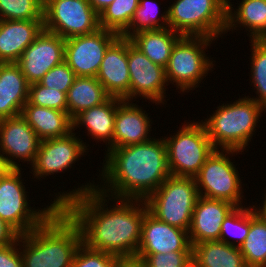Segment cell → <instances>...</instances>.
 Segmentation results:
<instances>
[{"label": "cell", "mask_w": 266, "mask_h": 267, "mask_svg": "<svg viewBox=\"0 0 266 267\" xmlns=\"http://www.w3.org/2000/svg\"><path fill=\"white\" fill-rule=\"evenodd\" d=\"M185 123L173 136L163 138L171 176L194 178L215 147L201 121Z\"/></svg>", "instance_id": "ba28073f"}, {"label": "cell", "mask_w": 266, "mask_h": 267, "mask_svg": "<svg viewBox=\"0 0 266 267\" xmlns=\"http://www.w3.org/2000/svg\"><path fill=\"white\" fill-rule=\"evenodd\" d=\"M44 30L64 39L88 35L99 27V15L88 0H48L43 9Z\"/></svg>", "instance_id": "8fae6325"}, {"label": "cell", "mask_w": 266, "mask_h": 267, "mask_svg": "<svg viewBox=\"0 0 266 267\" xmlns=\"http://www.w3.org/2000/svg\"><path fill=\"white\" fill-rule=\"evenodd\" d=\"M156 0H140L138 8L132 18L129 29L122 35L130 38L141 31L157 30L168 28V8L161 13ZM161 15V16H160Z\"/></svg>", "instance_id": "f546056e"}, {"label": "cell", "mask_w": 266, "mask_h": 267, "mask_svg": "<svg viewBox=\"0 0 266 267\" xmlns=\"http://www.w3.org/2000/svg\"><path fill=\"white\" fill-rule=\"evenodd\" d=\"M134 101L123 100L115 115L112 149L126 147L151 140V116Z\"/></svg>", "instance_id": "ffe728a7"}, {"label": "cell", "mask_w": 266, "mask_h": 267, "mask_svg": "<svg viewBox=\"0 0 266 267\" xmlns=\"http://www.w3.org/2000/svg\"><path fill=\"white\" fill-rule=\"evenodd\" d=\"M226 24L227 0H175L168 6L169 28L182 36L217 39Z\"/></svg>", "instance_id": "5b68a950"}, {"label": "cell", "mask_w": 266, "mask_h": 267, "mask_svg": "<svg viewBox=\"0 0 266 267\" xmlns=\"http://www.w3.org/2000/svg\"><path fill=\"white\" fill-rule=\"evenodd\" d=\"M215 40L204 36H182L176 42L165 67V74L167 82L180 90L179 94L198 88L208 72L215 69L213 67L216 61L210 60L205 53L212 43H216L213 42Z\"/></svg>", "instance_id": "8992f818"}, {"label": "cell", "mask_w": 266, "mask_h": 267, "mask_svg": "<svg viewBox=\"0 0 266 267\" xmlns=\"http://www.w3.org/2000/svg\"><path fill=\"white\" fill-rule=\"evenodd\" d=\"M128 67L130 73L129 101L140 97L155 103L164 105L166 99L165 68L153 63L128 38Z\"/></svg>", "instance_id": "5bb4252c"}, {"label": "cell", "mask_w": 266, "mask_h": 267, "mask_svg": "<svg viewBox=\"0 0 266 267\" xmlns=\"http://www.w3.org/2000/svg\"><path fill=\"white\" fill-rule=\"evenodd\" d=\"M106 152L96 189L110 197L146 200L171 176L163 137Z\"/></svg>", "instance_id": "7a4b0ae2"}, {"label": "cell", "mask_w": 266, "mask_h": 267, "mask_svg": "<svg viewBox=\"0 0 266 267\" xmlns=\"http://www.w3.org/2000/svg\"><path fill=\"white\" fill-rule=\"evenodd\" d=\"M0 267H23L20 235L15 242L0 247Z\"/></svg>", "instance_id": "f35d334b"}, {"label": "cell", "mask_w": 266, "mask_h": 267, "mask_svg": "<svg viewBox=\"0 0 266 267\" xmlns=\"http://www.w3.org/2000/svg\"><path fill=\"white\" fill-rule=\"evenodd\" d=\"M175 251H192L188 231L158 220L147 210L136 254H166Z\"/></svg>", "instance_id": "e0dca14e"}, {"label": "cell", "mask_w": 266, "mask_h": 267, "mask_svg": "<svg viewBox=\"0 0 266 267\" xmlns=\"http://www.w3.org/2000/svg\"><path fill=\"white\" fill-rule=\"evenodd\" d=\"M230 1L227 0L225 35L240 26L239 28L243 27L249 32L247 35L250 41L266 40V0H242L235 9Z\"/></svg>", "instance_id": "cb8c5ba5"}, {"label": "cell", "mask_w": 266, "mask_h": 267, "mask_svg": "<svg viewBox=\"0 0 266 267\" xmlns=\"http://www.w3.org/2000/svg\"><path fill=\"white\" fill-rule=\"evenodd\" d=\"M192 267H247L239 247L222 241L192 245Z\"/></svg>", "instance_id": "484cf974"}, {"label": "cell", "mask_w": 266, "mask_h": 267, "mask_svg": "<svg viewBox=\"0 0 266 267\" xmlns=\"http://www.w3.org/2000/svg\"><path fill=\"white\" fill-rule=\"evenodd\" d=\"M236 150L215 149L194 177L198 194L208 199L225 200L236 207L243 206L242 182L230 157ZM231 154V155H230ZM230 156V157H229ZM243 198V199H242Z\"/></svg>", "instance_id": "30bf717a"}, {"label": "cell", "mask_w": 266, "mask_h": 267, "mask_svg": "<svg viewBox=\"0 0 266 267\" xmlns=\"http://www.w3.org/2000/svg\"><path fill=\"white\" fill-rule=\"evenodd\" d=\"M182 37L172 29L141 31L129 39L153 63L166 67L176 42Z\"/></svg>", "instance_id": "4316f807"}, {"label": "cell", "mask_w": 266, "mask_h": 267, "mask_svg": "<svg viewBox=\"0 0 266 267\" xmlns=\"http://www.w3.org/2000/svg\"><path fill=\"white\" fill-rule=\"evenodd\" d=\"M41 139L21 116L0 120V165L2 168H21L15 160L32 165ZM29 162V163H28Z\"/></svg>", "instance_id": "4fadbf2b"}, {"label": "cell", "mask_w": 266, "mask_h": 267, "mask_svg": "<svg viewBox=\"0 0 266 267\" xmlns=\"http://www.w3.org/2000/svg\"><path fill=\"white\" fill-rule=\"evenodd\" d=\"M117 256L87 248L83 243L77 249L72 267H115Z\"/></svg>", "instance_id": "74e56055"}, {"label": "cell", "mask_w": 266, "mask_h": 267, "mask_svg": "<svg viewBox=\"0 0 266 267\" xmlns=\"http://www.w3.org/2000/svg\"><path fill=\"white\" fill-rule=\"evenodd\" d=\"M109 97L96 77H76L67 93V112L73 120L80 112L102 104Z\"/></svg>", "instance_id": "83f0119b"}, {"label": "cell", "mask_w": 266, "mask_h": 267, "mask_svg": "<svg viewBox=\"0 0 266 267\" xmlns=\"http://www.w3.org/2000/svg\"><path fill=\"white\" fill-rule=\"evenodd\" d=\"M266 189V188H265ZM266 191V190H265ZM264 200L261 201L263 205H259V207L252 205L256 215H258L263 221L266 222V193L264 194Z\"/></svg>", "instance_id": "7bdbcfd3"}, {"label": "cell", "mask_w": 266, "mask_h": 267, "mask_svg": "<svg viewBox=\"0 0 266 267\" xmlns=\"http://www.w3.org/2000/svg\"><path fill=\"white\" fill-rule=\"evenodd\" d=\"M136 255L144 260L146 267H192V251Z\"/></svg>", "instance_id": "8d00e7d4"}, {"label": "cell", "mask_w": 266, "mask_h": 267, "mask_svg": "<svg viewBox=\"0 0 266 267\" xmlns=\"http://www.w3.org/2000/svg\"><path fill=\"white\" fill-rule=\"evenodd\" d=\"M76 78L74 71L63 61L50 69L40 80V84L53 90H58L67 95Z\"/></svg>", "instance_id": "d590c367"}, {"label": "cell", "mask_w": 266, "mask_h": 267, "mask_svg": "<svg viewBox=\"0 0 266 267\" xmlns=\"http://www.w3.org/2000/svg\"><path fill=\"white\" fill-rule=\"evenodd\" d=\"M140 0H114L99 14V27L122 36L130 27Z\"/></svg>", "instance_id": "4dcf8cb0"}, {"label": "cell", "mask_w": 266, "mask_h": 267, "mask_svg": "<svg viewBox=\"0 0 266 267\" xmlns=\"http://www.w3.org/2000/svg\"><path fill=\"white\" fill-rule=\"evenodd\" d=\"M65 56V39L42 30L23 51L16 62L29 84L40 82L53 67L62 63Z\"/></svg>", "instance_id": "2e32d148"}, {"label": "cell", "mask_w": 266, "mask_h": 267, "mask_svg": "<svg viewBox=\"0 0 266 267\" xmlns=\"http://www.w3.org/2000/svg\"><path fill=\"white\" fill-rule=\"evenodd\" d=\"M42 0H0V20H43Z\"/></svg>", "instance_id": "836d02e7"}, {"label": "cell", "mask_w": 266, "mask_h": 267, "mask_svg": "<svg viewBox=\"0 0 266 267\" xmlns=\"http://www.w3.org/2000/svg\"><path fill=\"white\" fill-rule=\"evenodd\" d=\"M235 208L231 202L199 196L188 231L191 245L218 241L224 219Z\"/></svg>", "instance_id": "d6986e66"}, {"label": "cell", "mask_w": 266, "mask_h": 267, "mask_svg": "<svg viewBox=\"0 0 266 267\" xmlns=\"http://www.w3.org/2000/svg\"><path fill=\"white\" fill-rule=\"evenodd\" d=\"M94 183L89 180L69 192L60 191L52 202L77 223L87 248L117 257L136 255L148 210L145 200L110 198Z\"/></svg>", "instance_id": "6da1fadb"}, {"label": "cell", "mask_w": 266, "mask_h": 267, "mask_svg": "<svg viewBox=\"0 0 266 267\" xmlns=\"http://www.w3.org/2000/svg\"><path fill=\"white\" fill-rule=\"evenodd\" d=\"M251 83L256 89V97L251 99L258 102L266 109V40H251Z\"/></svg>", "instance_id": "1f68e13d"}, {"label": "cell", "mask_w": 266, "mask_h": 267, "mask_svg": "<svg viewBox=\"0 0 266 267\" xmlns=\"http://www.w3.org/2000/svg\"><path fill=\"white\" fill-rule=\"evenodd\" d=\"M115 267H146L142 258L137 255L117 257Z\"/></svg>", "instance_id": "60d3db41"}, {"label": "cell", "mask_w": 266, "mask_h": 267, "mask_svg": "<svg viewBox=\"0 0 266 267\" xmlns=\"http://www.w3.org/2000/svg\"><path fill=\"white\" fill-rule=\"evenodd\" d=\"M247 267H266V222L249 206V231L239 246Z\"/></svg>", "instance_id": "f1b7e54d"}, {"label": "cell", "mask_w": 266, "mask_h": 267, "mask_svg": "<svg viewBox=\"0 0 266 267\" xmlns=\"http://www.w3.org/2000/svg\"><path fill=\"white\" fill-rule=\"evenodd\" d=\"M248 231L249 207H245V205L236 207L224 219L221 225L219 241L239 247L245 241Z\"/></svg>", "instance_id": "d6a6232c"}, {"label": "cell", "mask_w": 266, "mask_h": 267, "mask_svg": "<svg viewBox=\"0 0 266 267\" xmlns=\"http://www.w3.org/2000/svg\"><path fill=\"white\" fill-rule=\"evenodd\" d=\"M119 36L99 28L92 34L65 39L64 61L76 77H96L106 50Z\"/></svg>", "instance_id": "7c38bea8"}, {"label": "cell", "mask_w": 266, "mask_h": 267, "mask_svg": "<svg viewBox=\"0 0 266 267\" xmlns=\"http://www.w3.org/2000/svg\"><path fill=\"white\" fill-rule=\"evenodd\" d=\"M96 78L110 97L129 101L128 38L119 36L108 47Z\"/></svg>", "instance_id": "ac0fdd59"}, {"label": "cell", "mask_w": 266, "mask_h": 267, "mask_svg": "<svg viewBox=\"0 0 266 267\" xmlns=\"http://www.w3.org/2000/svg\"><path fill=\"white\" fill-rule=\"evenodd\" d=\"M122 101L123 99L117 97H109L102 104L80 112L72 120L73 131L85 126L87 136L90 135L94 141H103L107 151L112 149L116 110Z\"/></svg>", "instance_id": "603a6c76"}, {"label": "cell", "mask_w": 266, "mask_h": 267, "mask_svg": "<svg viewBox=\"0 0 266 267\" xmlns=\"http://www.w3.org/2000/svg\"><path fill=\"white\" fill-rule=\"evenodd\" d=\"M28 101L39 107L67 112V95L58 90L49 89L39 82L29 85Z\"/></svg>", "instance_id": "e575fe53"}, {"label": "cell", "mask_w": 266, "mask_h": 267, "mask_svg": "<svg viewBox=\"0 0 266 267\" xmlns=\"http://www.w3.org/2000/svg\"><path fill=\"white\" fill-rule=\"evenodd\" d=\"M263 112L266 109L248 95L233 103H222L201 122L215 149L236 150L242 154L251 142Z\"/></svg>", "instance_id": "277c9868"}, {"label": "cell", "mask_w": 266, "mask_h": 267, "mask_svg": "<svg viewBox=\"0 0 266 267\" xmlns=\"http://www.w3.org/2000/svg\"><path fill=\"white\" fill-rule=\"evenodd\" d=\"M89 144L83 142L81 137L72 131L66 136L41 140L34 163L30 166L36 179L56 173H65L72 164L88 153ZM87 152V153H86Z\"/></svg>", "instance_id": "9a60e30c"}, {"label": "cell", "mask_w": 266, "mask_h": 267, "mask_svg": "<svg viewBox=\"0 0 266 267\" xmlns=\"http://www.w3.org/2000/svg\"><path fill=\"white\" fill-rule=\"evenodd\" d=\"M81 244L79 226L58 207L40 226L20 235L23 267H72Z\"/></svg>", "instance_id": "3957f363"}, {"label": "cell", "mask_w": 266, "mask_h": 267, "mask_svg": "<svg viewBox=\"0 0 266 267\" xmlns=\"http://www.w3.org/2000/svg\"><path fill=\"white\" fill-rule=\"evenodd\" d=\"M29 85L16 63H0V120L21 115Z\"/></svg>", "instance_id": "7402d4cb"}, {"label": "cell", "mask_w": 266, "mask_h": 267, "mask_svg": "<svg viewBox=\"0 0 266 267\" xmlns=\"http://www.w3.org/2000/svg\"><path fill=\"white\" fill-rule=\"evenodd\" d=\"M19 234L0 218V247L15 242Z\"/></svg>", "instance_id": "ab89813d"}, {"label": "cell", "mask_w": 266, "mask_h": 267, "mask_svg": "<svg viewBox=\"0 0 266 267\" xmlns=\"http://www.w3.org/2000/svg\"><path fill=\"white\" fill-rule=\"evenodd\" d=\"M43 29V20H0V63H16Z\"/></svg>", "instance_id": "44dd1931"}, {"label": "cell", "mask_w": 266, "mask_h": 267, "mask_svg": "<svg viewBox=\"0 0 266 267\" xmlns=\"http://www.w3.org/2000/svg\"><path fill=\"white\" fill-rule=\"evenodd\" d=\"M21 116L41 140L63 137L73 131V121L68 112L39 107L28 101Z\"/></svg>", "instance_id": "d4e9b609"}, {"label": "cell", "mask_w": 266, "mask_h": 267, "mask_svg": "<svg viewBox=\"0 0 266 267\" xmlns=\"http://www.w3.org/2000/svg\"><path fill=\"white\" fill-rule=\"evenodd\" d=\"M22 168L0 170V218L19 235L40 226L58 207L52 202L41 210L30 206Z\"/></svg>", "instance_id": "52a82bcc"}, {"label": "cell", "mask_w": 266, "mask_h": 267, "mask_svg": "<svg viewBox=\"0 0 266 267\" xmlns=\"http://www.w3.org/2000/svg\"><path fill=\"white\" fill-rule=\"evenodd\" d=\"M114 0H88L92 8L99 15L105 8H107Z\"/></svg>", "instance_id": "b9f144b4"}, {"label": "cell", "mask_w": 266, "mask_h": 267, "mask_svg": "<svg viewBox=\"0 0 266 267\" xmlns=\"http://www.w3.org/2000/svg\"><path fill=\"white\" fill-rule=\"evenodd\" d=\"M198 197L194 178L169 176L145 202L158 220L189 231Z\"/></svg>", "instance_id": "9c48e42d"}]
</instances>
